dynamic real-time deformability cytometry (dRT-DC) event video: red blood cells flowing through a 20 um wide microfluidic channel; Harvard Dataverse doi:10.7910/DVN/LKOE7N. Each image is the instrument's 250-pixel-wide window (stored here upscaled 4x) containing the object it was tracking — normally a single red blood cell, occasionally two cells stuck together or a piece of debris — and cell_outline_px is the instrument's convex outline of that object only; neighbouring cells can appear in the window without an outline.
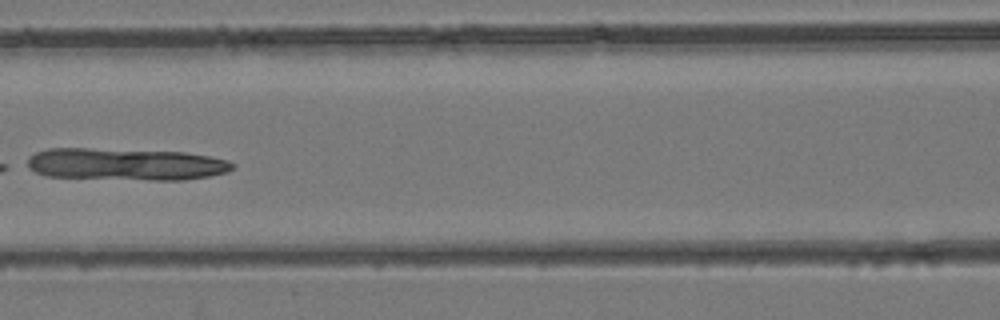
{"species": "common noctule bat (a hibernating species)", "species_latin": "Nyctalus noctula", "temperature_condition": "room temperature", "stored_images_in_passage": 6, "camera_frame_rate_fps": 3000, "um_per_image_px": 0.085, "animal": {"sex": "female", "body_mass_g": 24.6, "forearm_length_mm": 56.2}, "frame": {"image": 1, "passage_image": 6, "time_ms": 5.667, "image_size_px": [1000, 320], "cell_outline_px": [[236, 164], [228, 172], [208, 176], [184, 180], [148, 180], [48, 176], [36, 172], [28, 168], [28, 156], [36, 152], [48, 148], [88, 148], [184, 152], [208, 156], [228, 160]], "centroid_in_image_um": [10.69, 13.95], "position_along_channel_um": 155.9, "area_um2": 38.44}}